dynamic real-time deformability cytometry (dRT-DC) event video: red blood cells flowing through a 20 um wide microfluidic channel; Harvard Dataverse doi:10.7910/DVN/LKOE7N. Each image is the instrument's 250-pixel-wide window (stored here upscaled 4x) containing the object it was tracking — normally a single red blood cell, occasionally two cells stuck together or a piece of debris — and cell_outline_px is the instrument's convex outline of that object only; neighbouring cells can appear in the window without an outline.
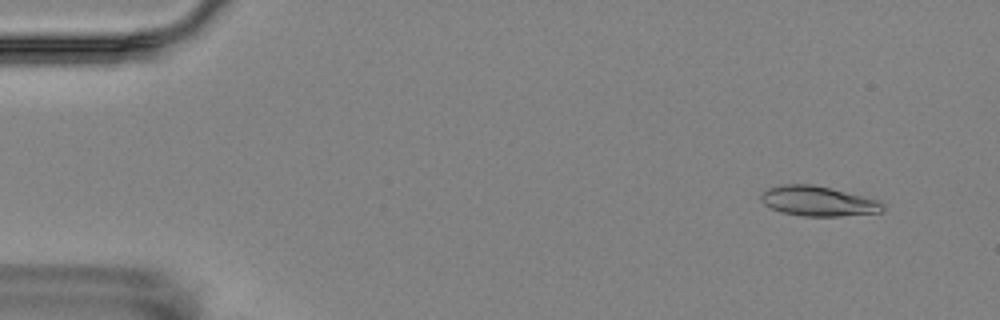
{"species": "Egyptian fruit bat (a non-hibernating species)", "species_latin": "Rousettus aegyptiacus", "temperature_condition": "room temperature", "stored_images_in_passage": 7, "camera_frame_rate_fps": 3000, "um_per_image_px": 0.085, "animal": {"sex": "female"}, "frame": {"image": 1, "passage_image": 2, "time_ms": 1.0, "image_size_px": [1000, 320], "cell_outline_px": [[884, 208], [880, 212], [840, 216], [804, 216], [780, 212], [764, 204], [760, 200], [760, 196], [768, 188], [780, 184], [812, 184], [832, 188], [880, 200], [884, 204]], "centroid_in_image_um": [69.54, 17.09], "position_along_channel_um": 15.5, "area_um2": 21.33}}
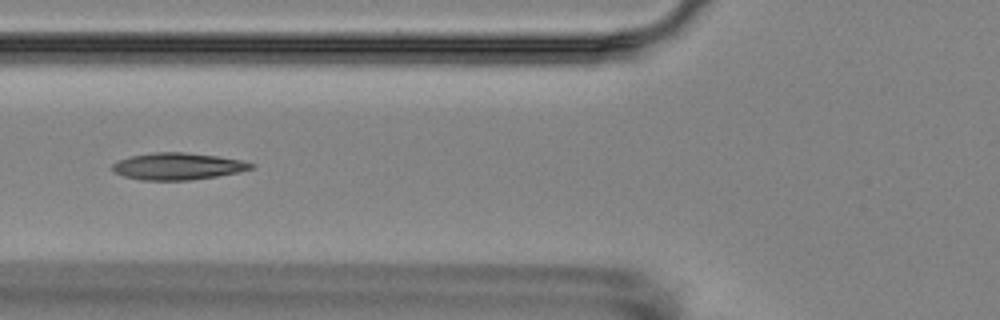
{"frame": {"image": 2, "passage_image": 7, "time_ms": 6.667, "image_size_px": [1000, 320], "cell_outline_px": [[256, 168], [240, 172], [216, 176], [188, 180], [140, 180], [124, 176], [112, 172], [112, 164], [120, 160], [132, 156], [152, 152], [184, 152], [216, 156], [240, 160], [256, 164]], "centroid_in_image_um": [15.12, 14.14], "position_along_channel_um": 110.7, "area_um2": 21.73}}